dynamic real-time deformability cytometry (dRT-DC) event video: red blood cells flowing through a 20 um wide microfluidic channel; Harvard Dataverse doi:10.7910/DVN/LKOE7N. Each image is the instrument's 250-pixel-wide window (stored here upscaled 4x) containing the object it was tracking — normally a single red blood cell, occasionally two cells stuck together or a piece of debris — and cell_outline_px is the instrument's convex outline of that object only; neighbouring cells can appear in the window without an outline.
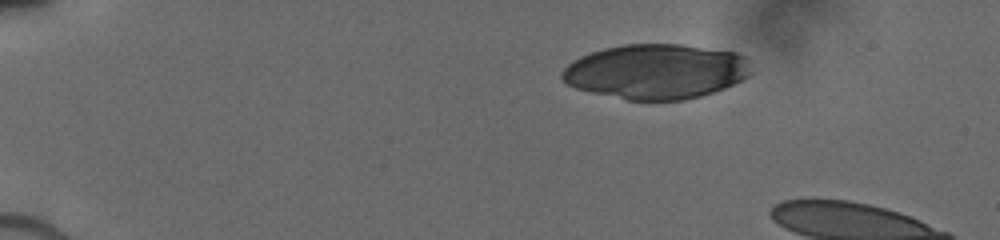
{"species": "human", "species_latin": "Homo sapiens", "temperature_condition": "cold", "stored_images_in_passage": 6, "camera_frame_rate_fps": 3000, "um_per_image_px": 0.085, "donor": {"sex": "male"}, "frame": {"image": 1, "passage_image": 1, "time_ms": 0.0, "image_size_px": [1000, 240], "cell_outline_px": [[752, 72], [748, 76], [724, 88], [700, 96], [684, 100], [628, 100], [592, 92], [576, 88], [568, 84], [560, 76], [560, 72], [572, 60], [580, 56], [604, 48], [624, 44], [680, 44], [736, 52], [744, 56]], "centroid_in_image_um": [55.74, 6.07], "position_along_channel_um": 29.3, "area_um2": 60.29}}